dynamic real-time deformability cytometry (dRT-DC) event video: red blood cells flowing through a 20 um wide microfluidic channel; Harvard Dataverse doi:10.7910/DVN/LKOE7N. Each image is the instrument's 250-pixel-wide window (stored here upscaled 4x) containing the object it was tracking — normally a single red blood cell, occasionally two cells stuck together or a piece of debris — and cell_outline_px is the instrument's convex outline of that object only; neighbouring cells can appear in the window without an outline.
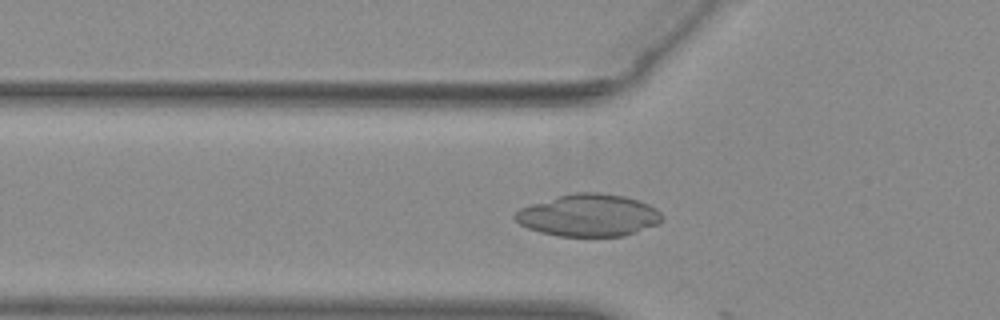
{"species": "common noctule bat (a hibernating species)", "species_latin": "Nyctalus noctula", "temperature_condition": "warm", "stored_images_in_passage": 8, "camera_frame_rate_fps": 3000, "um_per_image_px": 0.085, "animal": {"sex": "female", "body_mass_g": 29.2, "forearm_length_mm": 56.3}, "frame": {"image": 1, "passage_image": 6, "time_ms": 1.667, "image_size_px": [1000, 320], "cell_outline_px": [[664, 220], [660, 224], [624, 236], [560, 236], [540, 232], [528, 228], [520, 224], [512, 216], [520, 208], [532, 204], [560, 196], [576, 192], [600, 192], [624, 196], [648, 204], [656, 208], [664, 216]], "centroid_in_image_um": [50.08, 18.31], "position_along_channel_um": 75.7, "area_um2": 36.13}}